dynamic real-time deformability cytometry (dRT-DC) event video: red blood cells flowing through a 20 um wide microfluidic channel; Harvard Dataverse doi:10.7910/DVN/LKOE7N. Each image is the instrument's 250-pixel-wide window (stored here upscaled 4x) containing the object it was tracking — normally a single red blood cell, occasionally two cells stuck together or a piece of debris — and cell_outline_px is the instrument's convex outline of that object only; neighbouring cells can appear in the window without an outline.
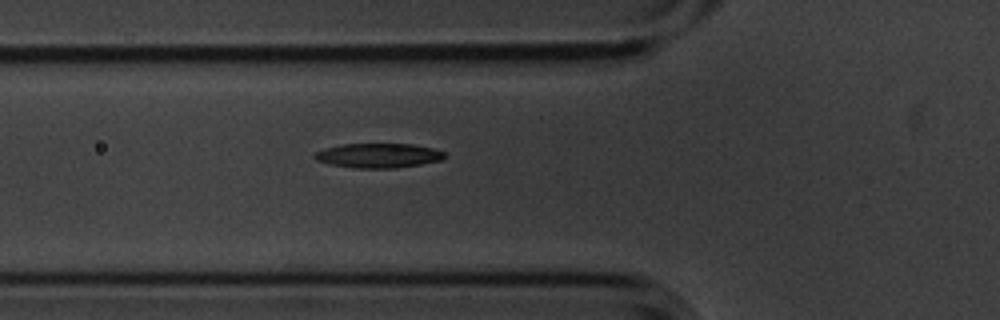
{"species": "common noctule bat (a hibernating species)", "species_latin": "Nyctalus noctula", "temperature_condition": "cold", "stored_images_in_passage": 5, "camera_frame_rate_fps": 3000, "um_per_image_px": 0.085, "animal": {"sex": "male", "body_mass_g": 20.1, "forearm_length_mm": 53.5}, "frame": {"image": 1, "passage_image": 5, "time_ms": 1.333, "image_size_px": [1000, 320], "cell_outline_px": [[448, 156], [440, 160], [420, 164], [396, 168], [352, 168], [328, 164], [316, 160], [312, 156], [316, 152], [324, 148], [344, 144], [412, 144], [432, 148], [444, 152]], "centroid_in_image_um": [32.14, 13.22], "position_along_channel_um": 93.7, "area_um2": 18.61}}